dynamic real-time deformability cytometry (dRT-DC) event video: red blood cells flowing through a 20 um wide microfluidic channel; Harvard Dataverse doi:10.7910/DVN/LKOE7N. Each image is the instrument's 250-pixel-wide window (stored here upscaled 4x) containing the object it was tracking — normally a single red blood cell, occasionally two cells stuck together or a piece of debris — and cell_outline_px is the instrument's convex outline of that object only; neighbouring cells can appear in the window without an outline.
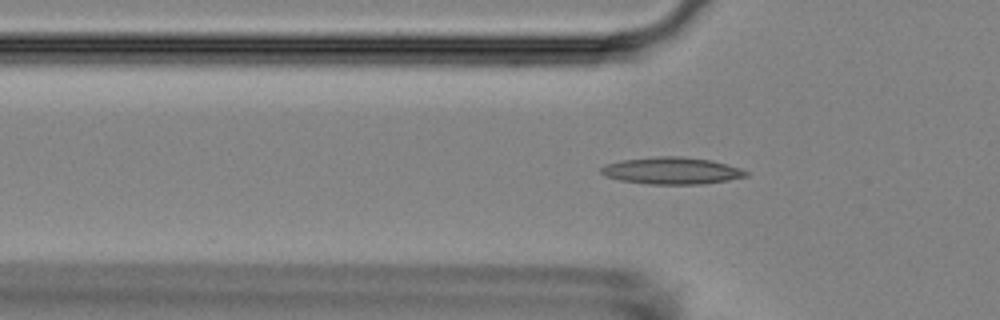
{"species": "Egyptian fruit bat (a non-hibernating species)", "species_latin": "Rousettus aegyptiacus", "temperature_condition": "room temperature", "stored_images_in_passage": 39, "camera_frame_rate_fps": 3000, "um_per_image_px": 0.085, "animal": {"sex": "female"}, "frame": {"image": 1, "passage_image": 2, "time_ms": 0.333, "image_size_px": [1000, 320], "cell_outline_px": [[748, 176], [728, 180], [704, 184], [648, 184], [620, 180], [604, 176], [600, 172], [600, 168], [604, 164], [620, 160], [656, 156], [680, 156], [712, 160], [740, 168], [748, 172]], "centroid_in_image_um": [57.06, 14.5], "position_along_channel_um": 68.7, "area_um2": 22.95}}
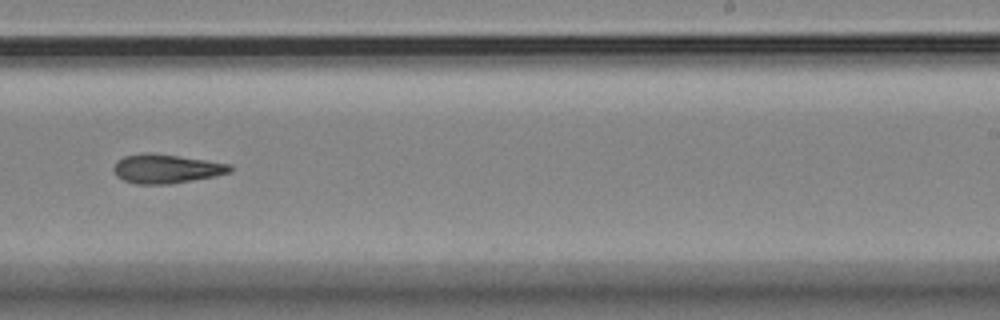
{"frame": {"image": 2, "passage_image": 19, "time_ms": 6.0, "image_size_px": [1000, 320], "cell_outline_px": [[232, 172], [216, 176], [172, 184], [136, 184], [124, 180], [116, 176], [112, 168], [116, 160], [124, 156], [144, 152], [156, 152], [208, 160], [232, 164]], "centroid_in_image_um": [14.14, 14.33], "position_along_channel_um": 274.9, "area_um2": 20.23}}
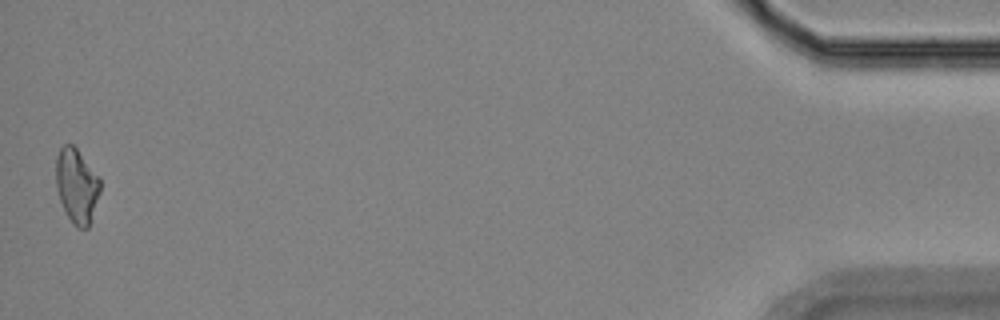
{"frame": {"image": 3, "passage_image": 39, "time_ms": 12.667, "image_size_px": [1000, 320], "cell_outline_px": [[100, 192], [88, 228], [76, 228], [72, 224], [60, 200], [56, 188], [56, 156], [60, 148], [64, 144], [72, 144], [76, 148], [100, 176]], "centroid_in_image_um": [6.52, 15.78], "position_along_channel_um": 428.7, "area_um2": 19.25}, "authors_computed_cell_mechanics": {"area_um2": 19.4786, "velocity_mm_per_s": 3.6296, "shape_relaxation_time_tau1_ms": 6.6956, "shape_relaxation_time_tau2_ms": 7.8443, "deformation_change_tau1": 0.1526, "deformation_change_tau2": 0.1589}}